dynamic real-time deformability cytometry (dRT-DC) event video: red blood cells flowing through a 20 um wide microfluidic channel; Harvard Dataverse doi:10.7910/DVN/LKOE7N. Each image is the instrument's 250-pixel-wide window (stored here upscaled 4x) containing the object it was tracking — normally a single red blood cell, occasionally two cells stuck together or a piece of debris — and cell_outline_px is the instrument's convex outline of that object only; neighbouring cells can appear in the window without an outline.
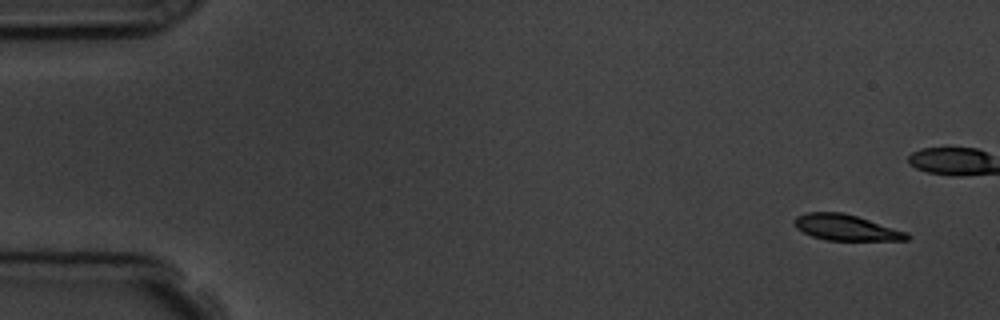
{"species": "common noctule bat (a hibernating species)", "species_latin": "Nyctalus noctula", "temperature_condition": "room temperature", "stored_images_in_passage": 6, "camera_frame_rate_fps": 3000, "um_per_image_px": 0.085, "animal": {"sex": "male", "body_mass_g": 19.5, "forearm_length_mm": 54.6}, "frame": {"image": 1, "passage_image": 1, "time_ms": 0.0, "image_size_px": [1000, 320], "cell_outline_px": [[912, 236], [908, 240], [828, 240], [812, 236], [796, 228], [792, 224], [792, 220], [796, 216], [808, 212], [844, 212], [908, 232]], "centroid_in_image_um": [71.9, 19.33], "position_along_channel_um": 13.1, "area_um2": 17.05}}
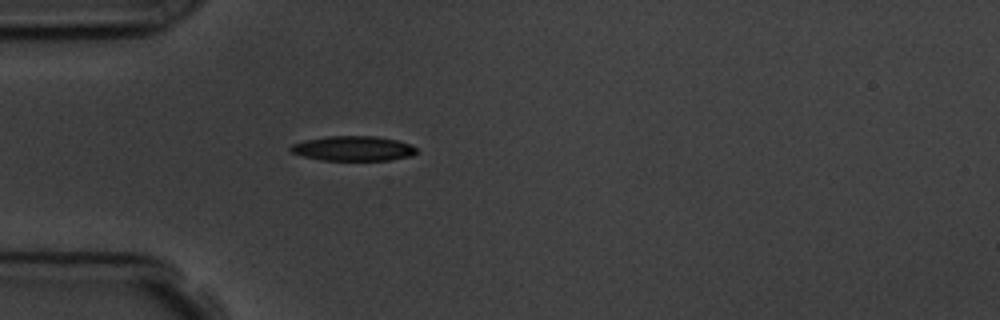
{"frame": {"image": 2, "passage_image": 6, "time_ms": 5.667, "image_size_px": [1000, 320], "cell_outline_px": [[416, 152], [412, 156], [392, 160], [320, 160], [304, 156], [292, 152], [288, 148], [292, 144], [304, 140], [328, 136], [376, 136], [396, 140], [408, 144], [416, 148]], "centroid_in_image_um": [30.01, 12.62], "position_along_channel_um": 55.0, "area_um2": 18.15}}